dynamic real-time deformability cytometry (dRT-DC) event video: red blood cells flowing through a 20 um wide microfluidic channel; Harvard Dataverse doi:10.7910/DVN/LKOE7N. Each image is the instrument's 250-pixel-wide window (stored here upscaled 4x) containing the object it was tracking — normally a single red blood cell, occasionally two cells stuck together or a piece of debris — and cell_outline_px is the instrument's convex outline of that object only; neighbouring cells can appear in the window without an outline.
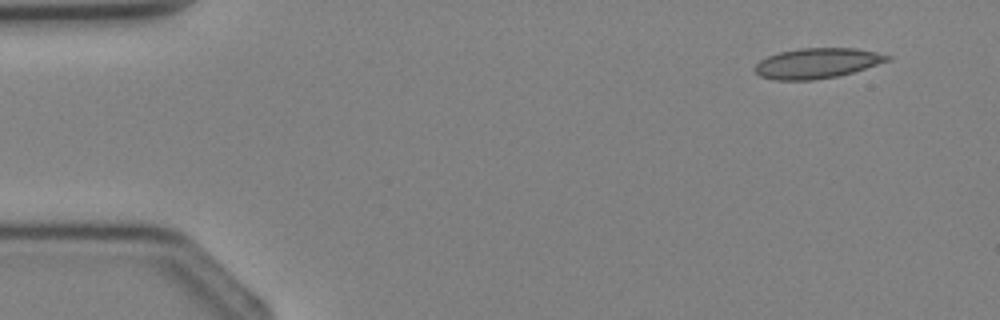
{"species": "Egyptian fruit bat (a non-hibernating species)", "species_latin": "Rousettus aegyptiacus", "temperature_condition": "cold", "stored_images_in_passage": 3, "camera_frame_rate_fps": 3000, "um_per_image_px": 0.085, "animal": {"sex": "female"}, "frame": {"image": 1, "passage_image": 1, "time_ms": 0.0, "image_size_px": [1000, 320], "cell_outline_px": [[892, 60], [840, 76], [812, 80], [776, 80], [760, 76], [756, 72], [756, 64], [760, 60], [768, 56], [780, 52], [800, 48], [856, 48], [876, 52], [892, 56]], "centroid_in_image_um": [69.5, 5.37], "position_along_channel_um": 15.5, "area_um2": 23.35}}